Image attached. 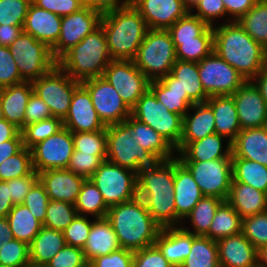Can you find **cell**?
Instances as JSON below:
<instances>
[{"label":"cell","mask_w":267,"mask_h":267,"mask_svg":"<svg viewBox=\"0 0 267 267\" xmlns=\"http://www.w3.org/2000/svg\"><path fill=\"white\" fill-rule=\"evenodd\" d=\"M264 49L237 21L213 26V51L246 80L263 69Z\"/></svg>","instance_id":"obj_1"},{"label":"cell","mask_w":267,"mask_h":267,"mask_svg":"<svg viewBox=\"0 0 267 267\" xmlns=\"http://www.w3.org/2000/svg\"><path fill=\"white\" fill-rule=\"evenodd\" d=\"M106 218L111 223L120 246L131 251L155 245L162 229L138 196L128 202L109 207Z\"/></svg>","instance_id":"obj_2"},{"label":"cell","mask_w":267,"mask_h":267,"mask_svg":"<svg viewBox=\"0 0 267 267\" xmlns=\"http://www.w3.org/2000/svg\"><path fill=\"white\" fill-rule=\"evenodd\" d=\"M100 25L112 60H133L149 29L131 4L102 13Z\"/></svg>","instance_id":"obj_3"},{"label":"cell","mask_w":267,"mask_h":267,"mask_svg":"<svg viewBox=\"0 0 267 267\" xmlns=\"http://www.w3.org/2000/svg\"><path fill=\"white\" fill-rule=\"evenodd\" d=\"M111 61L106 36L100 25L76 46L67 50L57 60V66L74 80L82 82L102 77Z\"/></svg>","instance_id":"obj_4"},{"label":"cell","mask_w":267,"mask_h":267,"mask_svg":"<svg viewBox=\"0 0 267 267\" xmlns=\"http://www.w3.org/2000/svg\"><path fill=\"white\" fill-rule=\"evenodd\" d=\"M133 61L150 81L167 76L177 61L169 31L148 29Z\"/></svg>","instance_id":"obj_5"},{"label":"cell","mask_w":267,"mask_h":267,"mask_svg":"<svg viewBox=\"0 0 267 267\" xmlns=\"http://www.w3.org/2000/svg\"><path fill=\"white\" fill-rule=\"evenodd\" d=\"M106 160L134 172L142 166L152 165L158 158L136 143L131 137V128L126 123L106 126Z\"/></svg>","instance_id":"obj_6"},{"label":"cell","mask_w":267,"mask_h":267,"mask_svg":"<svg viewBox=\"0 0 267 267\" xmlns=\"http://www.w3.org/2000/svg\"><path fill=\"white\" fill-rule=\"evenodd\" d=\"M9 48L20 76L25 81L32 82L57 66L51 48L24 31Z\"/></svg>","instance_id":"obj_7"},{"label":"cell","mask_w":267,"mask_h":267,"mask_svg":"<svg viewBox=\"0 0 267 267\" xmlns=\"http://www.w3.org/2000/svg\"><path fill=\"white\" fill-rule=\"evenodd\" d=\"M131 116L152 127L175 149L179 146L182 137L183 118L170 112L149 89L131 109Z\"/></svg>","instance_id":"obj_8"},{"label":"cell","mask_w":267,"mask_h":267,"mask_svg":"<svg viewBox=\"0 0 267 267\" xmlns=\"http://www.w3.org/2000/svg\"><path fill=\"white\" fill-rule=\"evenodd\" d=\"M89 179L101 192L108 207L128 202L138 196L136 172L108 160L103 161Z\"/></svg>","instance_id":"obj_9"},{"label":"cell","mask_w":267,"mask_h":267,"mask_svg":"<svg viewBox=\"0 0 267 267\" xmlns=\"http://www.w3.org/2000/svg\"><path fill=\"white\" fill-rule=\"evenodd\" d=\"M32 85L34 92L48 105L52 116L63 120L68 113L74 91L81 82L56 66L51 72L33 80Z\"/></svg>","instance_id":"obj_10"},{"label":"cell","mask_w":267,"mask_h":267,"mask_svg":"<svg viewBox=\"0 0 267 267\" xmlns=\"http://www.w3.org/2000/svg\"><path fill=\"white\" fill-rule=\"evenodd\" d=\"M203 89L210 96L233 95L247 80L215 51L198 62Z\"/></svg>","instance_id":"obj_11"},{"label":"cell","mask_w":267,"mask_h":267,"mask_svg":"<svg viewBox=\"0 0 267 267\" xmlns=\"http://www.w3.org/2000/svg\"><path fill=\"white\" fill-rule=\"evenodd\" d=\"M192 173L202 194L226 201L232 181V157L210 161L182 162Z\"/></svg>","instance_id":"obj_12"},{"label":"cell","mask_w":267,"mask_h":267,"mask_svg":"<svg viewBox=\"0 0 267 267\" xmlns=\"http://www.w3.org/2000/svg\"><path fill=\"white\" fill-rule=\"evenodd\" d=\"M102 77L114 87L130 109L149 89L150 80L137 68L133 60H112Z\"/></svg>","instance_id":"obj_13"},{"label":"cell","mask_w":267,"mask_h":267,"mask_svg":"<svg viewBox=\"0 0 267 267\" xmlns=\"http://www.w3.org/2000/svg\"><path fill=\"white\" fill-rule=\"evenodd\" d=\"M81 85L89 92L94 109L105 126L123 123L131 115V109L103 77L84 80Z\"/></svg>","instance_id":"obj_14"},{"label":"cell","mask_w":267,"mask_h":267,"mask_svg":"<svg viewBox=\"0 0 267 267\" xmlns=\"http://www.w3.org/2000/svg\"><path fill=\"white\" fill-rule=\"evenodd\" d=\"M30 150L33 168L37 173L51 169H67L74 152L72 132L63 127Z\"/></svg>","instance_id":"obj_15"},{"label":"cell","mask_w":267,"mask_h":267,"mask_svg":"<svg viewBox=\"0 0 267 267\" xmlns=\"http://www.w3.org/2000/svg\"><path fill=\"white\" fill-rule=\"evenodd\" d=\"M101 17L100 11L87 6L62 16L59 39L51 48L54 58L58 60L67 50L96 30L100 26Z\"/></svg>","instance_id":"obj_16"},{"label":"cell","mask_w":267,"mask_h":267,"mask_svg":"<svg viewBox=\"0 0 267 267\" xmlns=\"http://www.w3.org/2000/svg\"><path fill=\"white\" fill-rule=\"evenodd\" d=\"M241 129L267 126V105L259 88L247 80L233 95Z\"/></svg>","instance_id":"obj_17"},{"label":"cell","mask_w":267,"mask_h":267,"mask_svg":"<svg viewBox=\"0 0 267 267\" xmlns=\"http://www.w3.org/2000/svg\"><path fill=\"white\" fill-rule=\"evenodd\" d=\"M131 5L141 14L149 29L168 30L190 12L184 0H131Z\"/></svg>","instance_id":"obj_18"},{"label":"cell","mask_w":267,"mask_h":267,"mask_svg":"<svg viewBox=\"0 0 267 267\" xmlns=\"http://www.w3.org/2000/svg\"><path fill=\"white\" fill-rule=\"evenodd\" d=\"M137 195H174V159H158L136 173Z\"/></svg>","instance_id":"obj_19"},{"label":"cell","mask_w":267,"mask_h":267,"mask_svg":"<svg viewBox=\"0 0 267 267\" xmlns=\"http://www.w3.org/2000/svg\"><path fill=\"white\" fill-rule=\"evenodd\" d=\"M63 125L71 132H94L106 128L94 109L89 92L82 85L74 91Z\"/></svg>","instance_id":"obj_20"},{"label":"cell","mask_w":267,"mask_h":267,"mask_svg":"<svg viewBox=\"0 0 267 267\" xmlns=\"http://www.w3.org/2000/svg\"><path fill=\"white\" fill-rule=\"evenodd\" d=\"M204 195L195 182L189 169L177 158H174V198L176 205V227L182 224L185 217Z\"/></svg>","instance_id":"obj_21"},{"label":"cell","mask_w":267,"mask_h":267,"mask_svg":"<svg viewBox=\"0 0 267 267\" xmlns=\"http://www.w3.org/2000/svg\"><path fill=\"white\" fill-rule=\"evenodd\" d=\"M38 180L44 186L49 200L75 205L86 178L68 169H51L38 173Z\"/></svg>","instance_id":"obj_22"},{"label":"cell","mask_w":267,"mask_h":267,"mask_svg":"<svg viewBox=\"0 0 267 267\" xmlns=\"http://www.w3.org/2000/svg\"><path fill=\"white\" fill-rule=\"evenodd\" d=\"M220 267H254L257 249L242 232L216 241Z\"/></svg>","instance_id":"obj_23"},{"label":"cell","mask_w":267,"mask_h":267,"mask_svg":"<svg viewBox=\"0 0 267 267\" xmlns=\"http://www.w3.org/2000/svg\"><path fill=\"white\" fill-rule=\"evenodd\" d=\"M190 110H194L193 115ZM215 118L212 107L207 103H195L183 117L182 137L179 146L175 149L179 153L189 142L198 141L214 134Z\"/></svg>","instance_id":"obj_24"},{"label":"cell","mask_w":267,"mask_h":267,"mask_svg":"<svg viewBox=\"0 0 267 267\" xmlns=\"http://www.w3.org/2000/svg\"><path fill=\"white\" fill-rule=\"evenodd\" d=\"M61 21V16L38 8L31 3L27 11L23 31L52 48L59 39Z\"/></svg>","instance_id":"obj_25"},{"label":"cell","mask_w":267,"mask_h":267,"mask_svg":"<svg viewBox=\"0 0 267 267\" xmlns=\"http://www.w3.org/2000/svg\"><path fill=\"white\" fill-rule=\"evenodd\" d=\"M227 140L223 146L224 140ZM225 147V148H223ZM231 142L217 133L208 135L201 140L189 142L177 155L181 162L210 161L232 157Z\"/></svg>","instance_id":"obj_26"},{"label":"cell","mask_w":267,"mask_h":267,"mask_svg":"<svg viewBox=\"0 0 267 267\" xmlns=\"http://www.w3.org/2000/svg\"><path fill=\"white\" fill-rule=\"evenodd\" d=\"M33 91L31 81L0 88L4 119L20 130L25 126V109Z\"/></svg>","instance_id":"obj_27"},{"label":"cell","mask_w":267,"mask_h":267,"mask_svg":"<svg viewBox=\"0 0 267 267\" xmlns=\"http://www.w3.org/2000/svg\"><path fill=\"white\" fill-rule=\"evenodd\" d=\"M232 158H243L267 166V126L242 129L231 142Z\"/></svg>","instance_id":"obj_28"},{"label":"cell","mask_w":267,"mask_h":267,"mask_svg":"<svg viewBox=\"0 0 267 267\" xmlns=\"http://www.w3.org/2000/svg\"><path fill=\"white\" fill-rule=\"evenodd\" d=\"M155 245L174 267H180L191 251L192 233L180 226L165 227L158 234Z\"/></svg>","instance_id":"obj_29"},{"label":"cell","mask_w":267,"mask_h":267,"mask_svg":"<svg viewBox=\"0 0 267 267\" xmlns=\"http://www.w3.org/2000/svg\"><path fill=\"white\" fill-rule=\"evenodd\" d=\"M226 201L241 219L267 211V194L233 178Z\"/></svg>","instance_id":"obj_30"},{"label":"cell","mask_w":267,"mask_h":267,"mask_svg":"<svg viewBox=\"0 0 267 267\" xmlns=\"http://www.w3.org/2000/svg\"><path fill=\"white\" fill-rule=\"evenodd\" d=\"M120 248L117 235L109 220L106 217L94 219L88 239L82 249L87 262Z\"/></svg>","instance_id":"obj_31"},{"label":"cell","mask_w":267,"mask_h":267,"mask_svg":"<svg viewBox=\"0 0 267 267\" xmlns=\"http://www.w3.org/2000/svg\"><path fill=\"white\" fill-rule=\"evenodd\" d=\"M149 90L170 112L176 113L182 118L195 104L187 93H183L179 85L176 84V79L170 73L159 80L150 81Z\"/></svg>","instance_id":"obj_32"},{"label":"cell","mask_w":267,"mask_h":267,"mask_svg":"<svg viewBox=\"0 0 267 267\" xmlns=\"http://www.w3.org/2000/svg\"><path fill=\"white\" fill-rule=\"evenodd\" d=\"M213 110L215 132L232 142L242 130L234 99L231 95L210 96L206 101Z\"/></svg>","instance_id":"obj_33"},{"label":"cell","mask_w":267,"mask_h":267,"mask_svg":"<svg viewBox=\"0 0 267 267\" xmlns=\"http://www.w3.org/2000/svg\"><path fill=\"white\" fill-rule=\"evenodd\" d=\"M125 122L130 126L131 137L136 139V143L153 153L158 159L171 160L176 157L175 148L152 127L138 121L131 115Z\"/></svg>","instance_id":"obj_34"},{"label":"cell","mask_w":267,"mask_h":267,"mask_svg":"<svg viewBox=\"0 0 267 267\" xmlns=\"http://www.w3.org/2000/svg\"><path fill=\"white\" fill-rule=\"evenodd\" d=\"M65 245L62 231L42 227L29 244L30 265L46 266Z\"/></svg>","instance_id":"obj_35"},{"label":"cell","mask_w":267,"mask_h":267,"mask_svg":"<svg viewBox=\"0 0 267 267\" xmlns=\"http://www.w3.org/2000/svg\"><path fill=\"white\" fill-rule=\"evenodd\" d=\"M170 74L176 79V84L183 93H187L194 103H204L208 100L209 96L200 81L197 62L177 60Z\"/></svg>","instance_id":"obj_36"},{"label":"cell","mask_w":267,"mask_h":267,"mask_svg":"<svg viewBox=\"0 0 267 267\" xmlns=\"http://www.w3.org/2000/svg\"><path fill=\"white\" fill-rule=\"evenodd\" d=\"M224 200L217 197L203 196L200 201L195 205L192 211L183 220L181 228L186 232L192 233L195 236H204L210 228L213 217L218 207ZM191 223L192 231L184 224ZM184 222V224H183Z\"/></svg>","instance_id":"obj_37"},{"label":"cell","mask_w":267,"mask_h":267,"mask_svg":"<svg viewBox=\"0 0 267 267\" xmlns=\"http://www.w3.org/2000/svg\"><path fill=\"white\" fill-rule=\"evenodd\" d=\"M7 219L14 239L24 241L28 244L43 227L42 223L32 215L24 204L14 205Z\"/></svg>","instance_id":"obj_38"},{"label":"cell","mask_w":267,"mask_h":267,"mask_svg":"<svg viewBox=\"0 0 267 267\" xmlns=\"http://www.w3.org/2000/svg\"><path fill=\"white\" fill-rule=\"evenodd\" d=\"M242 219L236 210L224 201L217 209L209 231L204 235L212 240H219L241 232Z\"/></svg>","instance_id":"obj_39"},{"label":"cell","mask_w":267,"mask_h":267,"mask_svg":"<svg viewBox=\"0 0 267 267\" xmlns=\"http://www.w3.org/2000/svg\"><path fill=\"white\" fill-rule=\"evenodd\" d=\"M180 267H220L217 242L192 234L191 251Z\"/></svg>","instance_id":"obj_40"},{"label":"cell","mask_w":267,"mask_h":267,"mask_svg":"<svg viewBox=\"0 0 267 267\" xmlns=\"http://www.w3.org/2000/svg\"><path fill=\"white\" fill-rule=\"evenodd\" d=\"M232 176L236 182L267 194V166L243 158H232Z\"/></svg>","instance_id":"obj_41"},{"label":"cell","mask_w":267,"mask_h":267,"mask_svg":"<svg viewBox=\"0 0 267 267\" xmlns=\"http://www.w3.org/2000/svg\"><path fill=\"white\" fill-rule=\"evenodd\" d=\"M75 208L77 215H92L93 219L106 217L109 209L101 192L90 179L84 181L78 194Z\"/></svg>","instance_id":"obj_42"},{"label":"cell","mask_w":267,"mask_h":267,"mask_svg":"<svg viewBox=\"0 0 267 267\" xmlns=\"http://www.w3.org/2000/svg\"><path fill=\"white\" fill-rule=\"evenodd\" d=\"M177 60L200 62L213 51V26H209L195 40L173 41Z\"/></svg>","instance_id":"obj_43"},{"label":"cell","mask_w":267,"mask_h":267,"mask_svg":"<svg viewBox=\"0 0 267 267\" xmlns=\"http://www.w3.org/2000/svg\"><path fill=\"white\" fill-rule=\"evenodd\" d=\"M238 23L254 41L267 47V3L264 0H258Z\"/></svg>","instance_id":"obj_44"},{"label":"cell","mask_w":267,"mask_h":267,"mask_svg":"<svg viewBox=\"0 0 267 267\" xmlns=\"http://www.w3.org/2000/svg\"><path fill=\"white\" fill-rule=\"evenodd\" d=\"M152 218L162 227H176L174 195H138Z\"/></svg>","instance_id":"obj_45"},{"label":"cell","mask_w":267,"mask_h":267,"mask_svg":"<svg viewBox=\"0 0 267 267\" xmlns=\"http://www.w3.org/2000/svg\"><path fill=\"white\" fill-rule=\"evenodd\" d=\"M63 127V120L53 116L28 124L21 129L23 147L31 149L37 143L60 131Z\"/></svg>","instance_id":"obj_46"},{"label":"cell","mask_w":267,"mask_h":267,"mask_svg":"<svg viewBox=\"0 0 267 267\" xmlns=\"http://www.w3.org/2000/svg\"><path fill=\"white\" fill-rule=\"evenodd\" d=\"M34 170L31 150L23 147L0 164V181H8L30 174Z\"/></svg>","instance_id":"obj_47"},{"label":"cell","mask_w":267,"mask_h":267,"mask_svg":"<svg viewBox=\"0 0 267 267\" xmlns=\"http://www.w3.org/2000/svg\"><path fill=\"white\" fill-rule=\"evenodd\" d=\"M77 215L75 205L50 200L46 209V218L43 227L63 231Z\"/></svg>","instance_id":"obj_48"},{"label":"cell","mask_w":267,"mask_h":267,"mask_svg":"<svg viewBox=\"0 0 267 267\" xmlns=\"http://www.w3.org/2000/svg\"><path fill=\"white\" fill-rule=\"evenodd\" d=\"M74 150L94 155H107L106 128L94 132H72Z\"/></svg>","instance_id":"obj_49"},{"label":"cell","mask_w":267,"mask_h":267,"mask_svg":"<svg viewBox=\"0 0 267 267\" xmlns=\"http://www.w3.org/2000/svg\"><path fill=\"white\" fill-rule=\"evenodd\" d=\"M209 25L190 12L177 20L169 29L172 41H189L199 37Z\"/></svg>","instance_id":"obj_50"},{"label":"cell","mask_w":267,"mask_h":267,"mask_svg":"<svg viewBox=\"0 0 267 267\" xmlns=\"http://www.w3.org/2000/svg\"><path fill=\"white\" fill-rule=\"evenodd\" d=\"M241 232L256 249L267 245V211L242 219Z\"/></svg>","instance_id":"obj_51"},{"label":"cell","mask_w":267,"mask_h":267,"mask_svg":"<svg viewBox=\"0 0 267 267\" xmlns=\"http://www.w3.org/2000/svg\"><path fill=\"white\" fill-rule=\"evenodd\" d=\"M32 0H0V25L23 27Z\"/></svg>","instance_id":"obj_52"},{"label":"cell","mask_w":267,"mask_h":267,"mask_svg":"<svg viewBox=\"0 0 267 267\" xmlns=\"http://www.w3.org/2000/svg\"><path fill=\"white\" fill-rule=\"evenodd\" d=\"M0 264L10 267H28L30 265L29 244L13 239L0 249Z\"/></svg>","instance_id":"obj_53"},{"label":"cell","mask_w":267,"mask_h":267,"mask_svg":"<svg viewBox=\"0 0 267 267\" xmlns=\"http://www.w3.org/2000/svg\"><path fill=\"white\" fill-rule=\"evenodd\" d=\"M105 160L106 155L87 154L74 150L67 169L89 179Z\"/></svg>","instance_id":"obj_54"},{"label":"cell","mask_w":267,"mask_h":267,"mask_svg":"<svg viewBox=\"0 0 267 267\" xmlns=\"http://www.w3.org/2000/svg\"><path fill=\"white\" fill-rule=\"evenodd\" d=\"M92 220L88 216L76 215L72 222L62 231L66 245L83 249L90 229Z\"/></svg>","instance_id":"obj_55"},{"label":"cell","mask_w":267,"mask_h":267,"mask_svg":"<svg viewBox=\"0 0 267 267\" xmlns=\"http://www.w3.org/2000/svg\"><path fill=\"white\" fill-rule=\"evenodd\" d=\"M49 201L44 186L38 180L26 195L23 204L30 210L32 215L43 224L46 218V209Z\"/></svg>","instance_id":"obj_56"},{"label":"cell","mask_w":267,"mask_h":267,"mask_svg":"<svg viewBox=\"0 0 267 267\" xmlns=\"http://www.w3.org/2000/svg\"><path fill=\"white\" fill-rule=\"evenodd\" d=\"M25 80L20 76L10 48L0 45V88L16 85Z\"/></svg>","instance_id":"obj_57"},{"label":"cell","mask_w":267,"mask_h":267,"mask_svg":"<svg viewBox=\"0 0 267 267\" xmlns=\"http://www.w3.org/2000/svg\"><path fill=\"white\" fill-rule=\"evenodd\" d=\"M88 262L85 259L81 248L65 245L47 263L45 267H86Z\"/></svg>","instance_id":"obj_58"},{"label":"cell","mask_w":267,"mask_h":267,"mask_svg":"<svg viewBox=\"0 0 267 267\" xmlns=\"http://www.w3.org/2000/svg\"><path fill=\"white\" fill-rule=\"evenodd\" d=\"M194 9L197 11L193 14ZM190 13L205 21L209 26H215V19L227 15L223 0H200L191 8Z\"/></svg>","instance_id":"obj_59"},{"label":"cell","mask_w":267,"mask_h":267,"mask_svg":"<svg viewBox=\"0 0 267 267\" xmlns=\"http://www.w3.org/2000/svg\"><path fill=\"white\" fill-rule=\"evenodd\" d=\"M133 267H174L156 245L134 251Z\"/></svg>","instance_id":"obj_60"},{"label":"cell","mask_w":267,"mask_h":267,"mask_svg":"<svg viewBox=\"0 0 267 267\" xmlns=\"http://www.w3.org/2000/svg\"><path fill=\"white\" fill-rule=\"evenodd\" d=\"M134 251L120 248L110 254L101 255L91 260L90 267H133Z\"/></svg>","instance_id":"obj_61"},{"label":"cell","mask_w":267,"mask_h":267,"mask_svg":"<svg viewBox=\"0 0 267 267\" xmlns=\"http://www.w3.org/2000/svg\"><path fill=\"white\" fill-rule=\"evenodd\" d=\"M37 181L38 173L35 169L26 176L8 180L7 184L13 204H23L26 195Z\"/></svg>","instance_id":"obj_62"},{"label":"cell","mask_w":267,"mask_h":267,"mask_svg":"<svg viewBox=\"0 0 267 267\" xmlns=\"http://www.w3.org/2000/svg\"><path fill=\"white\" fill-rule=\"evenodd\" d=\"M38 8L59 16L70 15L84 7L82 0H32Z\"/></svg>","instance_id":"obj_63"},{"label":"cell","mask_w":267,"mask_h":267,"mask_svg":"<svg viewBox=\"0 0 267 267\" xmlns=\"http://www.w3.org/2000/svg\"><path fill=\"white\" fill-rule=\"evenodd\" d=\"M50 117L48 105L33 91L25 109V126Z\"/></svg>","instance_id":"obj_64"},{"label":"cell","mask_w":267,"mask_h":267,"mask_svg":"<svg viewBox=\"0 0 267 267\" xmlns=\"http://www.w3.org/2000/svg\"><path fill=\"white\" fill-rule=\"evenodd\" d=\"M258 0H223L227 16L226 22L237 21L246 14Z\"/></svg>","instance_id":"obj_65"},{"label":"cell","mask_w":267,"mask_h":267,"mask_svg":"<svg viewBox=\"0 0 267 267\" xmlns=\"http://www.w3.org/2000/svg\"><path fill=\"white\" fill-rule=\"evenodd\" d=\"M84 6L98 10L101 13L108 12L117 8L129 6L131 0H82Z\"/></svg>","instance_id":"obj_66"},{"label":"cell","mask_w":267,"mask_h":267,"mask_svg":"<svg viewBox=\"0 0 267 267\" xmlns=\"http://www.w3.org/2000/svg\"><path fill=\"white\" fill-rule=\"evenodd\" d=\"M23 148L22 139H11L0 143V164Z\"/></svg>","instance_id":"obj_67"},{"label":"cell","mask_w":267,"mask_h":267,"mask_svg":"<svg viewBox=\"0 0 267 267\" xmlns=\"http://www.w3.org/2000/svg\"><path fill=\"white\" fill-rule=\"evenodd\" d=\"M13 207L7 181H0V217H7Z\"/></svg>","instance_id":"obj_68"},{"label":"cell","mask_w":267,"mask_h":267,"mask_svg":"<svg viewBox=\"0 0 267 267\" xmlns=\"http://www.w3.org/2000/svg\"><path fill=\"white\" fill-rule=\"evenodd\" d=\"M11 139H22L21 130L6 119L0 120V143Z\"/></svg>","instance_id":"obj_69"},{"label":"cell","mask_w":267,"mask_h":267,"mask_svg":"<svg viewBox=\"0 0 267 267\" xmlns=\"http://www.w3.org/2000/svg\"><path fill=\"white\" fill-rule=\"evenodd\" d=\"M23 32V27L0 25V45L9 47Z\"/></svg>","instance_id":"obj_70"},{"label":"cell","mask_w":267,"mask_h":267,"mask_svg":"<svg viewBox=\"0 0 267 267\" xmlns=\"http://www.w3.org/2000/svg\"><path fill=\"white\" fill-rule=\"evenodd\" d=\"M13 239L14 237L7 217H0V249Z\"/></svg>","instance_id":"obj_71"},{"label":"cell","mask_w":267,"mask_h":267,"mask_svg":"<svg viewBox=\"0 0 267 267\" xmlns=\"http://www.w3.org/2000/svg\"><path fill=\"white\" fill-rule=\"evenodd\" d=\"M252 81L259 88L261 96L267 105V71L263 68Z\"/></svg>","instance_id":"obj_72"},{"label":"cell","mask_w":267,"mask_h":267,"mask_svg":"<svg viewBox=\"0 0 267 267\" xmlns=\"http://www.w3.org/2000/svg\"><path fill=\"white\" fill-rule=\"evenodd\" d=\"M257 265L267 267V245L257 249Z\"/></svg>","instance_id":"obj_73"},{"label":"cell","mask_w":267,"mask_h":267,"mask_svg":"<svg viewBox=\"0 0 267 267\" xmlns=\"http://www.w3.org/2000/svg\"><path fill=\"white\" fill-rule=\"evenodd\" d=\"M200 0H184L185 2V5L187 6V8L189 10H191V8L196 4L198 3Z\"/></svg>","instance_id":"obj_74"},{"label":"cell","mask_w":267,"mask_h":267,"mask_svg":"<svg viewBox=\"0 0 267 267\" xmlns=\"http://www.w3.org/2000/svg\"><path fill=\"white\" fill-rule=\"evenodd\" d=\"M263 68L267 71V47H265L264 49V67Z\"/></svg>","instance_id":"obj_75"},{"label":"cell","mask_w":267,"mask_h":267,"mask_svg":"<svg viewBox=\"0 0 267 267\" xmlns=\"http://www.w3.org/2000/svg\"><path fill=\"white\" fill-rule=\"evenodd\" d=\"M4 119V115H3V110H2V105L0 102V120Z\"/></svg>","instance_id":"obj_76"},{"label":"cell","mask_w":267,"mask_h":267,"mask_svg":"<svg viewBox=\"0 0 267 267\" xmlns=\"http://www.w3.org/2000/svg\"><path fill=\"white\" fill-rule=\"evenodd\" d=\"M28 267H45V266H31V265H29Z\"/></svg>","instance_id":"obj_77"},{"label":"cell","mask_w":267,"mask_h":267,"mask_svg":"<svg viewBox=\"0 0 267 267\" xmlns=\"http://www.w3.org/2000/svg\"><path fill=\"white\" fill-rule=\"evenodd\" d=\"M0 267H10V266H6V265H2V264H0Z\"/></svg>","instance_id":"obj_78"}]
</instances>
